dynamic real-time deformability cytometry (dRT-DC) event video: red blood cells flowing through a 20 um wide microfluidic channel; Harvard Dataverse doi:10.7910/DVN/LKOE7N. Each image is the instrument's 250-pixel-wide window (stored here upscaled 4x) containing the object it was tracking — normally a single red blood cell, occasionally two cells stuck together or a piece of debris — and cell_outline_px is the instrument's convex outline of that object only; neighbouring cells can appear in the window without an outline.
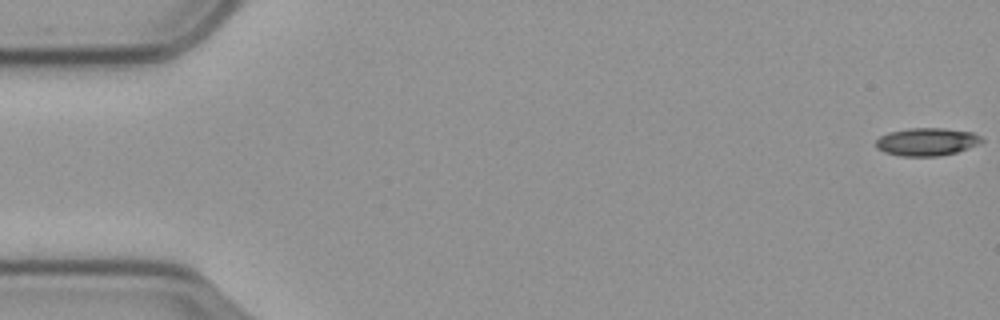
{"species": "common noctule bat (a hibernating species)", "species_latin": "Nyctalus noctula", "temperature_condition": "cold", "stored_images_in_passage": 58, "camera_frame_rate_fps": 3000, "um_per_image_px": 0.085, "animal": {"sex": "male", "body_mass_g": 23.1, "forearm_length_mm": 52.7}, "frame": {"image": 1, "passage_image": 1, "time_ms": 0.0, "image_size_px": [1000, 320], "cell_outline_px": [[984, 140], [968, 148], [956, 152], [940, 156], [900, 156], [884, 152], [876, 148], [876, 140], [880, 136], [888, 132], [908, 128], [944, 128], [972, 132], [980, 136]], "centroid_in_image_um": [78.74, 12.05], "position_along_channel_um": 6.3, "area_um2": 17.17}}
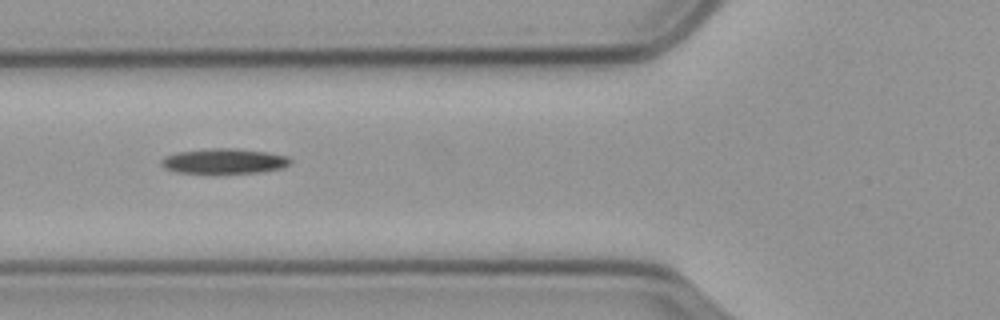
{"frame": {"image": 2, "passage_image": 22, "time_ms": 7.0, "image_size_px": [1000, 320], "cell_outline_px": [[292, 160], [288, 164], [280, 168], [256, 172], [176, 172], [164, 168], [160, 164], [160, 160], [164, 156], [176, 152], [212, 148], [236, 148], [268, 152], [288, 156]], "centroid_in_image_um": [19.01, 13.67], "position_along_channel_um": 106.8, "area_um2": 18.61}}
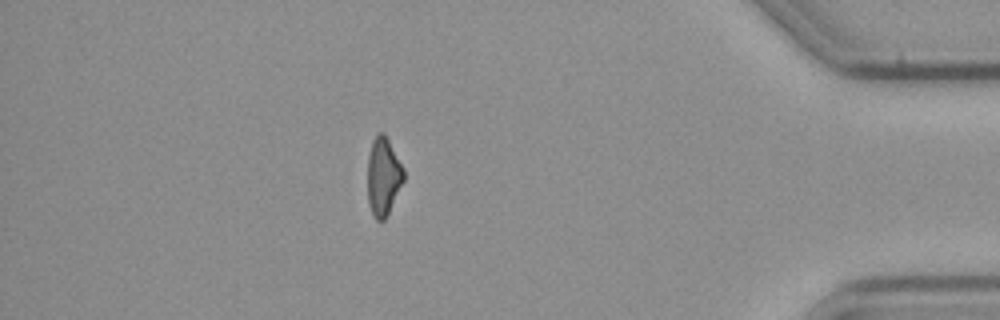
{"frame": {"image": 3, "passage_image": 51, "time_ms": 16.667, "image_size_px": [1000, 320], "cell_outline_px": [[404, 180], [384, 220], [376, 220], [372, 216], [368, 204], [368, 156], [372, 140], [376, 132], [384, 132], [404, 168]], "centroid_in_image_um": [32.56, 14.97], "position_along_channel_um": 402.6, "area_um2": 16.47}, "authors_computed_cell_mechanics": {"area_um2": 17.6868, "velocity_mm_per_s": 3.5438, "shape_relaxation_time_tau1_ms": 10.8247, "shape_relaxation_time_tau2_ms": null, "deformation_change_tau1": 0.2181, "deformation_change_tau2": null}}